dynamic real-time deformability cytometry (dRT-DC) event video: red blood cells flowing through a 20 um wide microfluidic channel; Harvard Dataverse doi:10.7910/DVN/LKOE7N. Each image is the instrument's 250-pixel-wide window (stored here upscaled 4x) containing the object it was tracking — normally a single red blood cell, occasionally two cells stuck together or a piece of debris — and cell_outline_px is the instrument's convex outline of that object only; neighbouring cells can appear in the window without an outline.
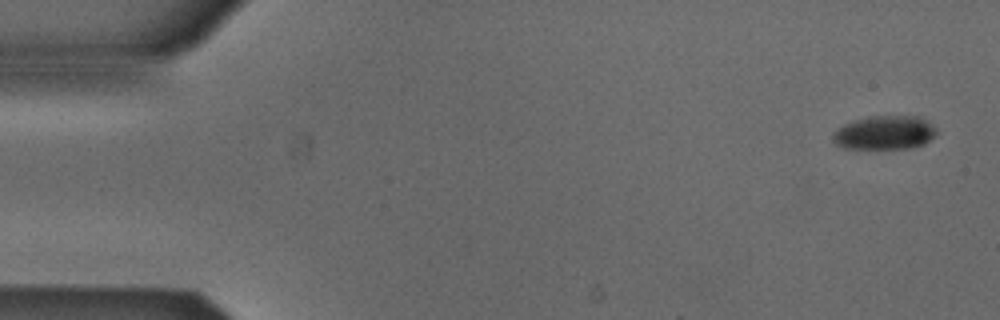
{"species": "Egyptian fruit bat (a non-hibernating species)", "species_latin": "Rousettus aegyptiacus", "temperature_condition": "cold", "stored_images_in_passage": 3, "segment_of_instrument_passage": [2, 2], "camera_frame_rate_fps": 3000, "um_per_image_px": 0.085, "animal": {"sex": "male"}, "frame": {"image": 1, "passage_image": 3, "time_ms": 0.667, "image_size_px": [1000, 320], "cell_outline_px": [[936, 132], [924, 144], [912, 148], [844, 148], [836, 144], [832, 140], [832, 132], [836, 128], [852, 120], [868, 116], [920, 116], [936, 128]], "centroid_in_image_um": [75.14, 11.26], "position_along_channel_um": 9.9, "area_um2": 20.46}}